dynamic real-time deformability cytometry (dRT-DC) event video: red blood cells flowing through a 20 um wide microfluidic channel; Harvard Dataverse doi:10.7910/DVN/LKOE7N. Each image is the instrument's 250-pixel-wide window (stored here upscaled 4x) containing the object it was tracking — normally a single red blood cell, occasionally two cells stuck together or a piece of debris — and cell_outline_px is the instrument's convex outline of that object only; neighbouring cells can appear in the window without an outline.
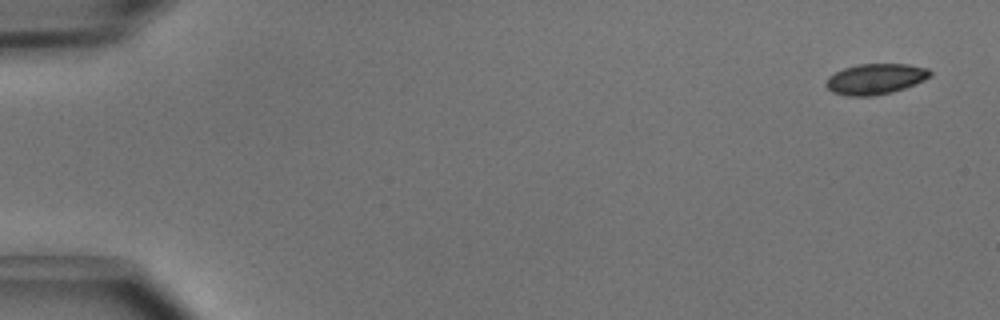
{"species": "common noctule bat (a hibernating species)", "species_latin": "Nyctalus noctula", "temperature_condition": "cold", "stored_images_in_passage": 4, "camera_frame_rate_fps": 3000, "um_per_image_px": 0.085, "animal": {"sex": "male", "body_mass_g": 15.6}, "frame": {"image": 1, "passage_image": 1, "time_ms": 0.0, "image_size_px": [1000, 320], "cell_outline_px": [[932, 76], [924, 80], [904, 88], [892, 92], [872, 96], [848, 96], [832, 92], [824, 84], [828, 76], [844, 68], [856, 64], [908, 64], [928, 68], [932, 72]], "centroid_in_image_um": [74.41, 6.71], "position_along_channel_um": 10.6, "area_um2": 18.67}}
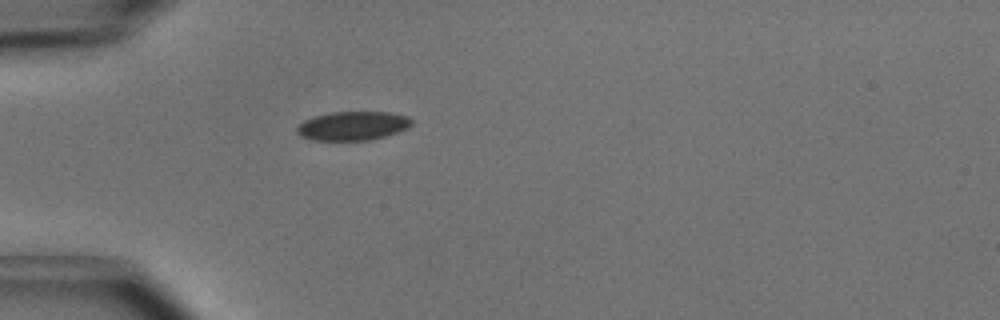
{"frame": {"image": 2, "passage_image": 4, "time_ms": 1.0, "image_size_px": [1000, 320], "cell_outline_px": [[412, 124], [408, 128], [372, 140], [316, 140], [300, 136], [296, 132], [296, 128], [304, 120], [316, 116], [332, 112], [388, 112], [408, 116], [412, 120]], "centroid_in_image_um": [29.99, 10.69], "position_along_channel_um": 55.0, "area_um2": 19.19}}